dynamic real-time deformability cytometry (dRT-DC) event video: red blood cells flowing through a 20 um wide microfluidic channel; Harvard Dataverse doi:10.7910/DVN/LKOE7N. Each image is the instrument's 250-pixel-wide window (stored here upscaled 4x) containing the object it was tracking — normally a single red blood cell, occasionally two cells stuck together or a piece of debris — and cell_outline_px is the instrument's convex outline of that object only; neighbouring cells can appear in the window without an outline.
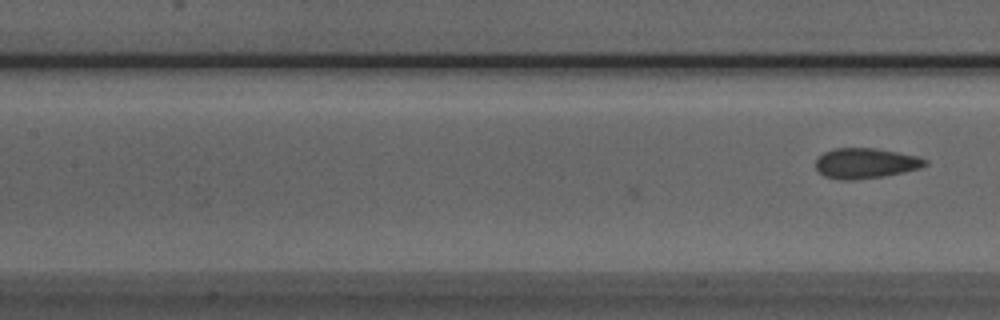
{"species": "Egyptian fruit bat (a non-hibernating species)", "species_latin": "Rousettus aegyptiacus", "temperature_condition": "room temperature", "stored_images_in_passage": 12, "camera_frame_rate_fps": 3000, "um_per_image_px": 0.085, "animal": {"sex": "male"}, "frame": {"image": 1, "passage_image": 12, "time_ms": 3.667, "image_size_px": [1000, 320], "cell_outline_px": [[928, 164], [904, 172], [884, 176], [852, 180], [840, 180], [824, 176], [816, 168], [816, 160], [824, 152], [836, 148], [872, 148], [896, 152], [916, 156], [928, 160]], "centroid_in_image_um": [73.55, 13.88], "position_along_channel_um": 133.9, "area_um2": 19.07}}